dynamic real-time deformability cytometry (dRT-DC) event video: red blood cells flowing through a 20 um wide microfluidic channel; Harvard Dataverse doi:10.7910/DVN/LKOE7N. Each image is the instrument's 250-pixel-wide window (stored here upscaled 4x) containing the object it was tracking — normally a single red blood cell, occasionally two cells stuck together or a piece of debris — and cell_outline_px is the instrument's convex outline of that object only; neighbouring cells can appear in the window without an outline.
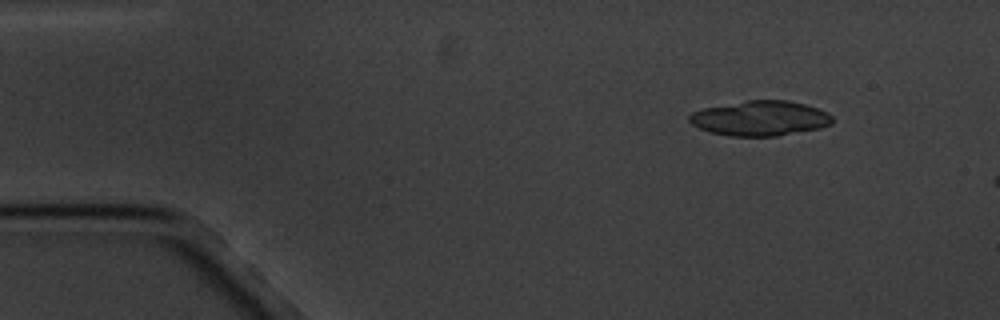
{"species": "common noctule bat (a hibernating species)", "species_latin": "Nyctalus noctula", "temperature_condition": "cold", "stored_images_in_passage": 3, "camera_frame_rate_fps": 3000, "um_per_image_px": 0.085, "animal": {"sex": "male", "body_mass_g": 20.1, "forearm_length_mm": 53.5}, "frame": {"image": 1, "passage_image": 2, "time_ms": 1.0, "image_size_px": [1000, 320], "cell_outline_px": [[832, 124], [820, 128], [776, 136], [728, 136], [708, 132], [692, 124], [688, 120], [688, 116], [692, 112], [704, 108], [748, 100], [788, 100], [804, 104], [828, 112], [832, 116]], "centroid_in_image_um": [64.6, 10.06], "position_along_channel_um": 20.4, "area_um2": 29.13}}